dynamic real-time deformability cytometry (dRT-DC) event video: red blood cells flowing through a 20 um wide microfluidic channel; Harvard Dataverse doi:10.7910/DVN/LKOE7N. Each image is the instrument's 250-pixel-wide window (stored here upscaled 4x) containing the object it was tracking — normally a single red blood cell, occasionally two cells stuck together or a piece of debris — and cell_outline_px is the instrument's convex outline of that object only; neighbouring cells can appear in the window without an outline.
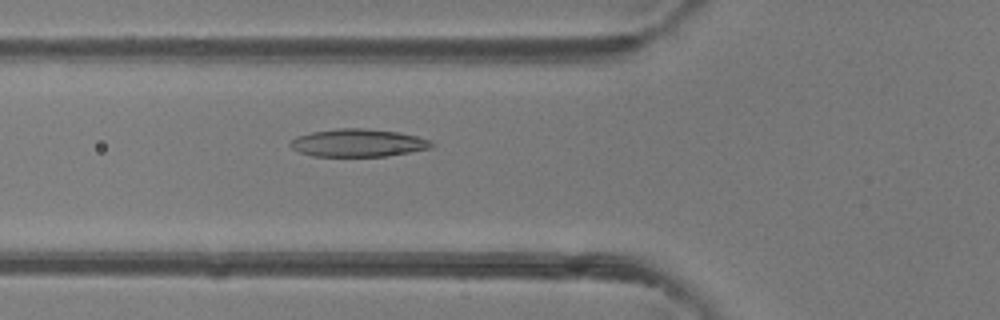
{"species": "common noctule bat (a hibernating species)", "species_latin": "Nyctalus noctula", "temperature_condition": "room temperature", "stored_images_in_passage": 42, "camera_frame_rate_fps": 3000, "um_per_image_px": 0.085, "animal": {"sex": "female"}, "frame": {"image": 1, "passage_image": 12, "time_ms": 3.667, "image_size_px": [1000, 320], "cell_outline_px": [[436, 144], [432, 148], [388, 156], [312, 156], [300, 152], [292, 148], [288, 144], [296, 136], [312, 132], [336, 128], [364, 128], [400, 132], [432, 140]], "centroid_in_image_um": [30.47, 12.14], "position_along_channel_um": 95.3, "area_um2": 23.06}}
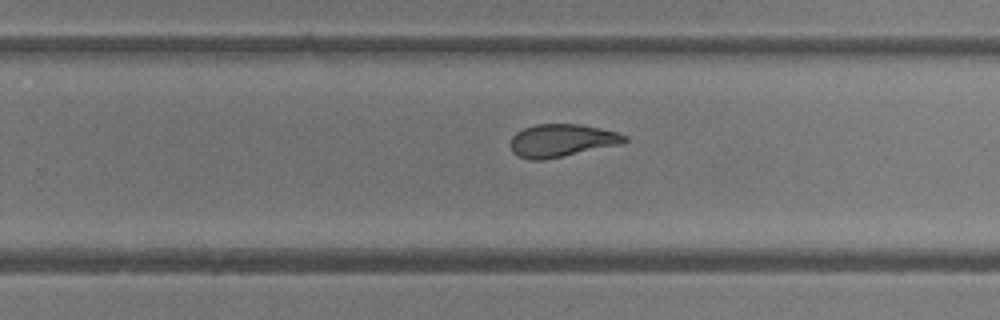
{"frame": {"image": 2, "passage_image": 25, "time_ms": 8.0, "image_size_px": [1000, 320], "cell_outline_px": [[628, 140], [620, 144], [544, 160], [528, 160], [516, 156], [512, 152], [512, 136], [516, 132], [524, 128], [536, 124], [580, 124], [600, 128], [616, 132], [628, 136]], "centroid_in_image_um": [47.73, 11.94], "position_along_channel_um": 282.1, "area_um2": 21.73}}
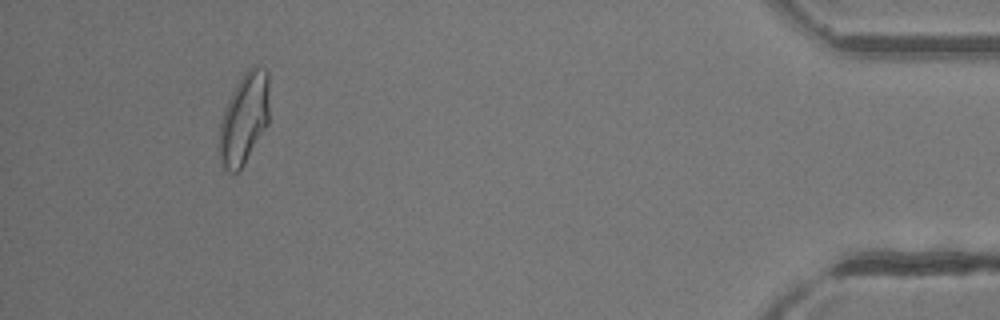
{"frame": {"image": 3, "passage_image": 39, "time_ms": 12.667, "image_size_px": [1000, 320], "cell_outline_px": [[268, 124], [240, 172], [228, 172], [220, 164], [220, 120], [224, 108], [236, 84], [244, 72], [252, 64], [256, 64], [264, 68], [268, 72]], "centroid_in_image_um": [20.75, 10.07], "position_along_channel_um": 414.4, "area_um2": 26.82}, "authors_computed_cell_mechanics": {"area_um2": 23.2356, "velocity_mm_per_s": 4.2959, "shape_relaxation_time_tau1_ms": 4.9357, "shape_relaxation_time_tau2_ms": 2.5101, "deformation_change_tau1": 0.1765, "deformation_change_tau2": 0.0893}}